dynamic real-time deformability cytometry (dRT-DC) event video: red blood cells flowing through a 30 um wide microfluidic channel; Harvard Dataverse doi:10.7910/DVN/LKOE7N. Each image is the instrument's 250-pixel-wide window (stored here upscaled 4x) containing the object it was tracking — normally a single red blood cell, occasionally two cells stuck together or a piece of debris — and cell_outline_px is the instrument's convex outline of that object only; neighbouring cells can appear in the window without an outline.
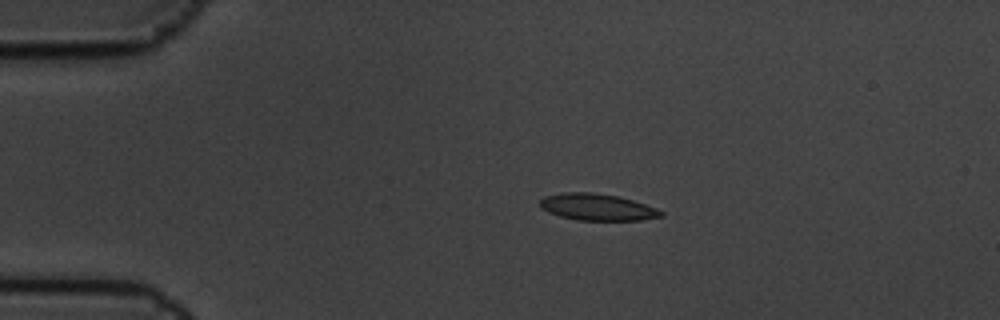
{"species": "common noctule bat (a hibernating species)", "species_latin": "Nyctalus noctula", "temperature_condition": "cold", "stored_images_in_passage": 9, "camera_frame_rate_fps": 3000, "um_per_image_px": 0.085, "animal": {"sex": "male", "body_mass_g": 19.5, "forearm_length_mm": 54.6}, "frame": {"image": 1, "passage_image": 2, "time_ms": 0.333, "image_size_px": [1000, 320], "cell_outline_px": [[664, 216], [640, 220], [576, 220], [560, 216], [548, 212], [540, 208], [540, 200], [544, 196], [564, 192], [592, 192], [620, 196], [656, 208], [664, 212]], "centroid_in_image_um": [50.75, 17.6], "position_along_channel_um": 34.2, "area_um2": 18.9}}
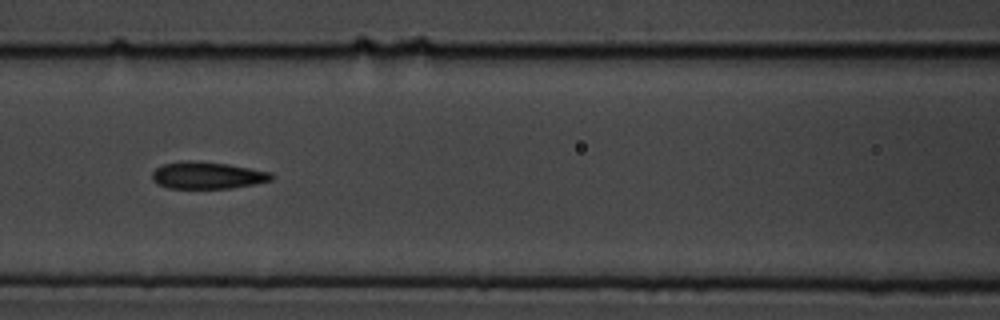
{"frame": {"image": 2, "passage_image": 6, "time_ms": 1.667, "image_size_px": [1000, 320], "cell_outline_px": [[276, 176], [272, 180], [256, 184], [228, 188], [168, 188], [156, 184], [152, 180], [152, 172], [156, 168], [164, 164], [188, 160], [228, 164], [272, 172]], "centroid_in_image_um": [17.64, 14.91], "position_along_channel_um": 149.0, "area_um2": 18.84}}
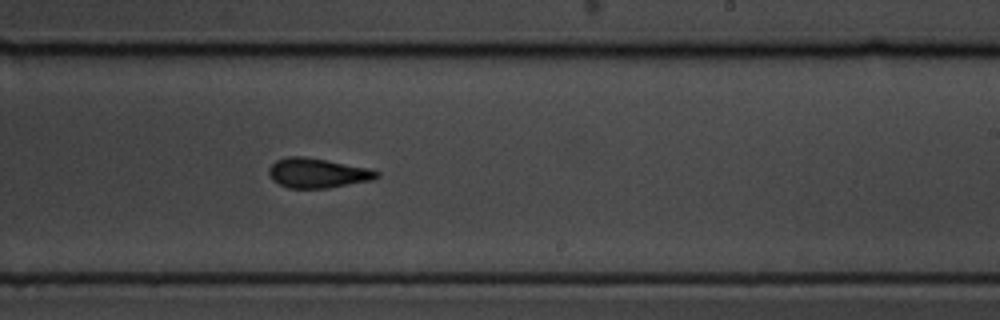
{"frame": {"image": 3, "passage_image": 9, "time_ms": 2.667, "image_size_px": [1000, 320], "cell_outline_px": [[380, 176], [372, 180], [328, 188], [288, 188], [272, 180], [268, 172], [268, 168], [276, 160], [288, 156], [304, 156], [372, 168], [380, 172]], "centroid_in_image_um": [27.01, 14.7], "position_along_channel_um": 262.0, "area_um2": 18.84}}